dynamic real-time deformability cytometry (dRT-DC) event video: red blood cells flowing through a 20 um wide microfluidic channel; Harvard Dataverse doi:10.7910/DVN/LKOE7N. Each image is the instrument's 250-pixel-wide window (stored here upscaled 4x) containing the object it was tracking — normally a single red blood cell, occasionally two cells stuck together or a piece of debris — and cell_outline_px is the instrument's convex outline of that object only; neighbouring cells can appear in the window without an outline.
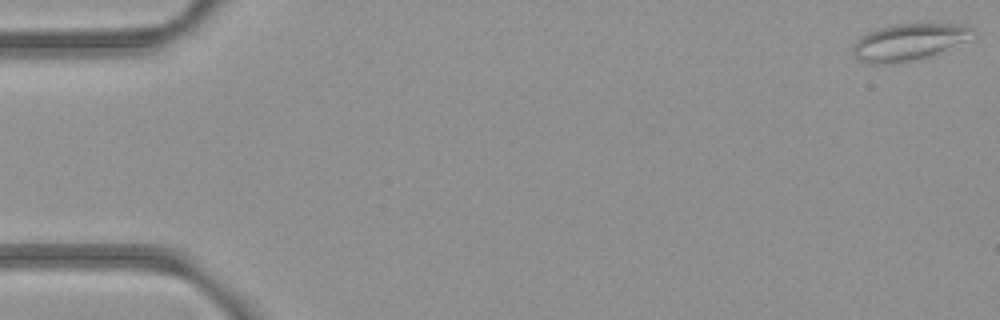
{"species": "common noctule bat (a hibernating species)", "species_latin": "Nyctalus noctula", "temperature_condition": "room temperature", "stored_images_in_passage": 51, "camera_frame_rate_fps": 3000, "um_per_image_px": 0.085, "animal": {"sex": "female", "body_mass_g": 21.9}, "frame": {"image": 1, "passage_image": 1, "time_ms": 0.0, "image_size_px": [1000, 320], "cell_outline_px": [[972, 28], [964, 40], [936, 52], [900, 64], [872, 64], [860, 60], [852, 52], [856, 40], [860, 36], [868, 32], [880, 28], [896, 24], [964, 24]], "centroid_in_image_um": [77.11, 3.57], "position_along_channel_um": 7.9, "area_um2": 24.62}}
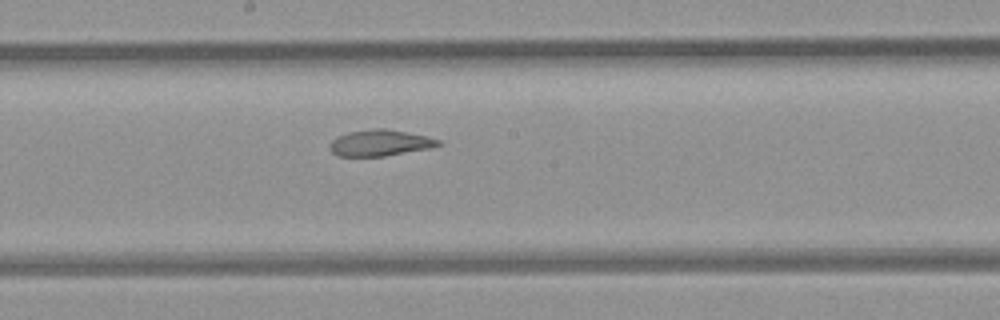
{"frame": {"image": 2, "passage_image": 29, "time_ms": 9.333, "image_size_px": [1000, 320], "cell_outline_px": [[440, 144], [428, 148], [384, 156], [336, 156], [328, 148], [328, 144], [332, 140], [348, 132], [372, 128], [384, 128], [428, 136], [440, 140]], "centroid_in_image_um": [32.25, 12.14], "position_along_channel_um": 216.0, "area_um2": 16.47}}
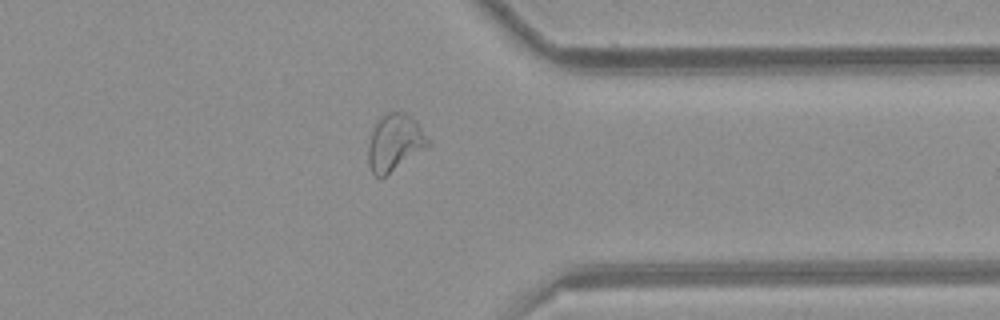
{"frame": {"image": 3, "passage_image": 42, "time_ms": 13.667, "image_size_px": [1000, 320], "cell_outline_px": [[432, 144], [384, 176], [376, 176], [372, 172], [368, 164], [368, 144], [372, 132], [380, 116], [388, 112], [404, 112], [416, 120]], "centroid_in_image_um": [33.56, 12.1], "position_along_channel_um": 377.8, "area_um2": 19.54}, "authors_computed_cell_mechanics": {"area_um2": 19.9988, "velocity_mm_per_s": 3.907, "shape_relaxation_time_tau1_ms": null, "shape_relaxation_time_tau2_ms": 2.0243, "deformation_change_tau1": null, "deformation_change_tau2": 0.0845}}